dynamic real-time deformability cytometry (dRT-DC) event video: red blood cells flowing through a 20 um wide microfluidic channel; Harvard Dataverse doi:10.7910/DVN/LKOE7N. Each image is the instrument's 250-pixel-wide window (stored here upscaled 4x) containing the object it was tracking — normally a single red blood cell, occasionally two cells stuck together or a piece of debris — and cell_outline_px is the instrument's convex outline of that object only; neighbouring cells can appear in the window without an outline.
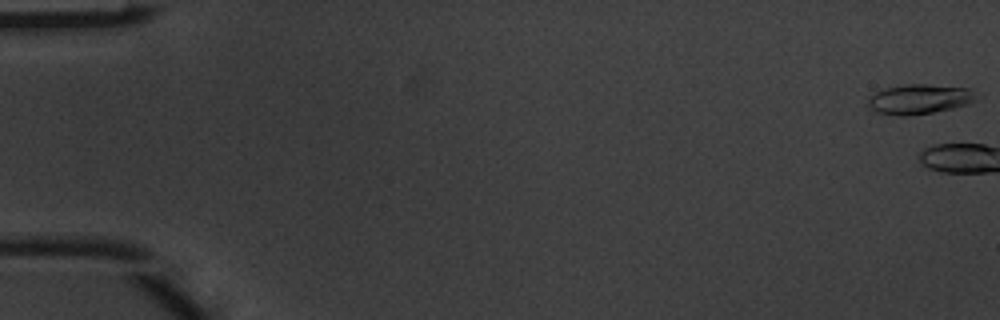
{"species": "common noctule bat (a hibernating species)", "species_latin": "Nyctalus noctula", "temperature_condition": "warm", "stored_images_in_passage": 5, "camera_frame_rate_fps": 3000, "um_per_image_px": 0.085, "animal": {"sex": "male", "body_mass_g": 20.1, "forearm_length_mm": 53.5}, "frame": {"image": 1, "passage_image": 1, "time_ms": 0.0, "image_size_px": [1000, 320], "cell_outline_px": [[976, 100], [968, 104], [952, 108], [932, 112], [908, 116], [900, 116], [876, 112], [868, 104], [868, 100], [876, 92], [884, 88], [904, 84], [924, 84], [968, 88], [976, 96]], "centroid_in_image_um": [78.13, 8.42], "position_along_channel_um": 6.9, "area_um2": 18.55}}